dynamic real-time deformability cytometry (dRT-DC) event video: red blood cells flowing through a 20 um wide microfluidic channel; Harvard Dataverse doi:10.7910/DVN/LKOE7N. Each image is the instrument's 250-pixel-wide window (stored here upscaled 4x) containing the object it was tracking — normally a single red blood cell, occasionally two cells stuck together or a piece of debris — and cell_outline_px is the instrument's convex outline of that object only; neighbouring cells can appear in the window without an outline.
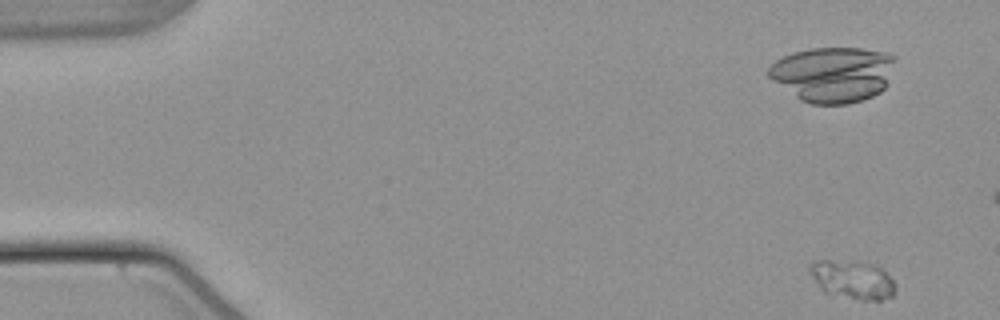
{"species": "common noctule bat (a hibernating species)", "species_latin": "Nyctalus noctula", "temperature_condition": "warm", "stored_images_in_passage": 19, "camera_frame_rate_fps": 3000, "um_per_image_px": 0.085, "animal": {"sex": "male", "body_mass_g": 21.5, "forearm_length_mm": 52.0}, "frame": {"image": 1, "passage_image": 4, "time_ms": 1.0, "image_size_px": [1000, 320], "cell_outline_px": [[896, 292], [892, 296], [880, 300], [864, 300], [832, 296], [824, 292], [820, 288], [808, 272], [808, 264], [816, 260], [852, 260], [872, 264], [880, 268], [896, 284]], "centroid_in_image_um": [72.41, 23.77], "position_along_channel_um": 12.6, "area_um2": 19.65}}